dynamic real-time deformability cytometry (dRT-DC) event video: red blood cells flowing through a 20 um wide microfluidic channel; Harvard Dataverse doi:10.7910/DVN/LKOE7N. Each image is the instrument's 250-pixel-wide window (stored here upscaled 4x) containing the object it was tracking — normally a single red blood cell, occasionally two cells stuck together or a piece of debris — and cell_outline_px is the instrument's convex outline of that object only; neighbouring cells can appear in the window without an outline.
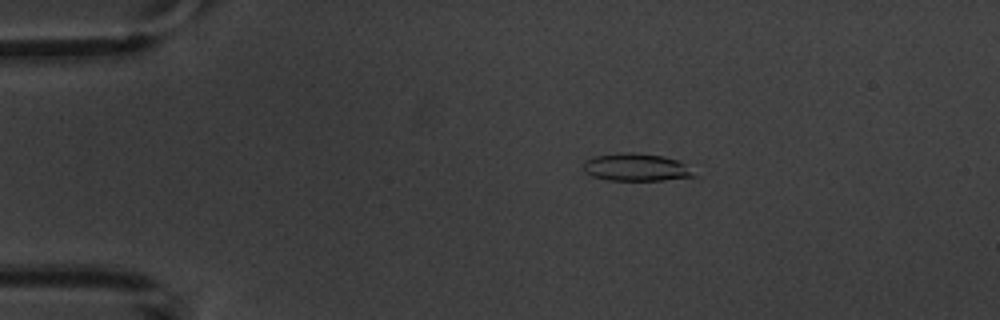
{"species": "common noctule bat (a hibernating species)", "species_latin": "Nyctalus noctula", "temperature_condition": "warm", "stored_images_in_passage": 3, "camera_frame_rate_fps": 3000, "um_per_image_px": 0.085, "animal": {"sex": "male", "body_mass_g": 20.1, "forearm_length_mm": 53.5}, "frame": {"image": 1, "passage_image": 2, "time_ms": 1.333, "image_size_px": [1000, 320], "cell_outline_px": [[696, 176], [664, 180], [608, 180], [592, 176], [584, 172], [584, 160], [596, 156], [624, 152], [636, 152], [664, 156], [676, 160], [684, 164]], "centroid_in_image_um": [54.03, 14.21], "position_along_channel_um": 31.0, "area_um2": 17.63}}